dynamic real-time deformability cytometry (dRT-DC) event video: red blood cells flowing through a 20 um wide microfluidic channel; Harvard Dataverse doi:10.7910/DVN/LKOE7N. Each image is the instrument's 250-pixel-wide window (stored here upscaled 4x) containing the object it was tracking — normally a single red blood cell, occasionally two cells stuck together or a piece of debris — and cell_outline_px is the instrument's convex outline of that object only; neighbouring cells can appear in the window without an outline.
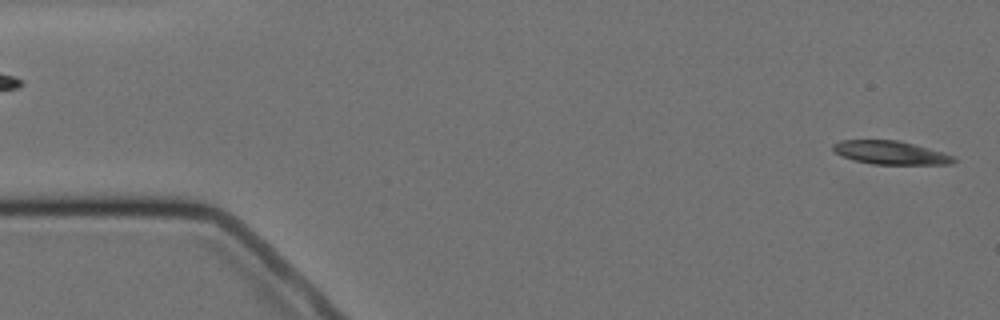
{"species": "Egyptian fruit bat (a non-hibernating species)", "species_latin": "Rousettus aegyptiacus", "temperature_condition": "cold", "stored_images_in_passage": 4, "segment_of_instrument_passage": [2, 2], "camera_frame_rate_fps": 3000, "um_per_image_px": 0.085, "animal": {"sex": "female"}, "frame": {"image": 1, "passage_image": 4, "time_ms": 3.333, "image_size_px": [1000, 320], "cell_outline_px": [[956, 160], [952, 164], [872, 164], [856, 160], [844, 156], [836, 152], [832, 148], [832, 144], [840, 140], [900, 140], [928, 148], [952, 156]], "centroid_in_image_um": [75.68, 12.97], "position_along_channel_um": 9.3, "area_um2": 16.18}}